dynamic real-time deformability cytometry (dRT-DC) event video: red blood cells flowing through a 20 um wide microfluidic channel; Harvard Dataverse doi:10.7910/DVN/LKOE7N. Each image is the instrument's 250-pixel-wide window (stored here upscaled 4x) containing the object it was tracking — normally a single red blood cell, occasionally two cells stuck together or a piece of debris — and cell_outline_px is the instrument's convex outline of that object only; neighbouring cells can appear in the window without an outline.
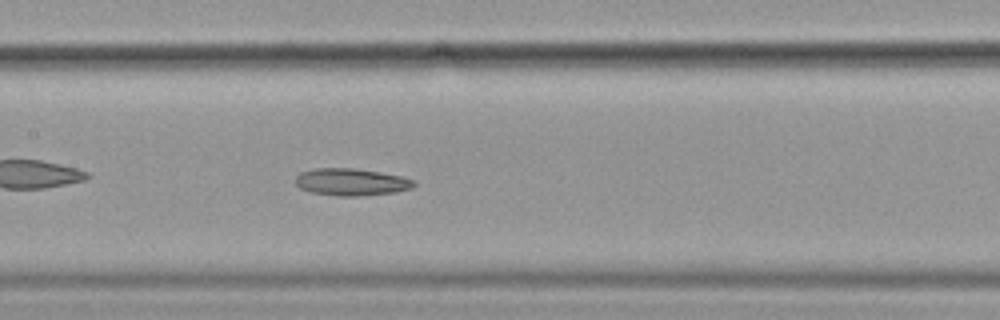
{"species": "common noctule bat (a hibernating species)", "species_latin": "Nyctalus noctula", "temperature_condition": "cold", "stored_images_in_passage": 40, "camera_frame_rate_fps": 3000, "um_per_image_px": 0.085, "animal": {"sex": "female", "body_mass_g": 19.9}, "frame": {"image": 1, "passage_image": 12, "time_ms": 3.667, "image_size_px": [1000, 320], "cell_outline_px": [[416, 184], [412, 188], [396, 192], [360, 196], [336, 196], [312, 192], [300, 188], [296, 184], [296, 176], [300, 172], [316, 168], [352, 168], [380, 172], [400, 176], [416, 180]], "centroid_in_image_um": [29.88, 15.47], "position_along_channel_um": 177.5, "area_um2": 18.79}}
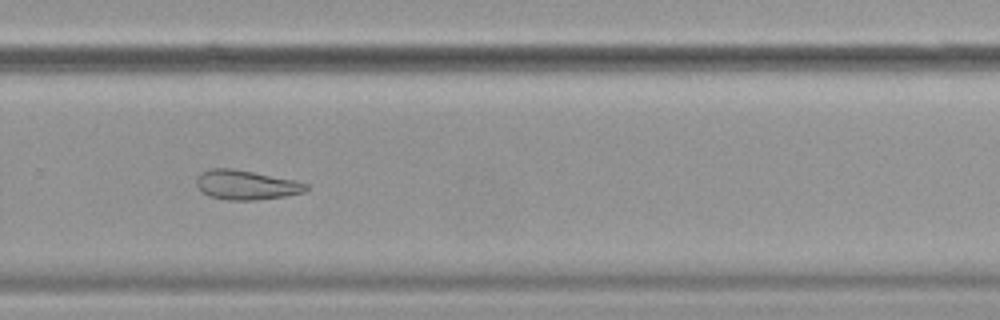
{"frame": {"image": 2, "passage_image": 23, "time_ms": 7.333, "image_size_px": [1000, 320], "cell_outline_px": [[308, 188], [304, 192], [284, 196], [256, 200], [224, 200], [208, 196], [196, 184], [196, 176], [200, 172], [208, 168], [232, 168], [292, 180], [308, 184]], "centroid_in_image_um": [20.86, 15.72], "position_along_channel_um": 308.9, "area_um2": 18.73}, "authors_computed_cell_mechanics": {"area_um2": 19.2763, "velocity_mm_per_s": 3.6003, "shape_relaxation_time_tau1_ms": 6.9383, "shape_relaxation_time_tau2_ms": 11.1102, "deformation_change_tau1": 0.1454, "deformation_change_tau2": 0.2135}}